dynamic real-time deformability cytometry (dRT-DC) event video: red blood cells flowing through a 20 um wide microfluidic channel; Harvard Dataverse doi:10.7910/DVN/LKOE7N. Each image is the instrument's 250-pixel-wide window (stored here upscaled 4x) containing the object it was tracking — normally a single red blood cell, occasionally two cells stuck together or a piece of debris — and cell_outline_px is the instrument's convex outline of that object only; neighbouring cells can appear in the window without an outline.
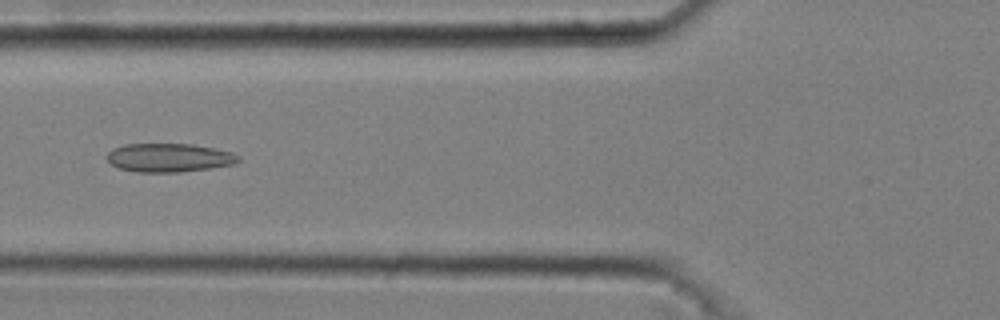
{"species": "common noctule bat (a hibernating species)", "species_latin": "Nyctalus noctula", "temperature_condition": "cold", "stored_images_in_passage": 43, "camera_frame_rate_fps": 3000, "um_per_image_px": 0.085, "animal": {"sex": "male", "body_mass_g": 20.4}, "frame": {"image": 1, "passage_image": 17, "time_ms": 5.333, "image_size_px": [1000, 320], "cell_outline_px": [[240, 160], [236, 164], [180, 172], [136, 172], [120, 168], [112, 164], [104, 156], [112, 148], [124, 144], [192, 144], [232, 152], [240, 156]], "centroid_in_image_um": [14.35, 13.4], "position_along_channel_um": 111.4, "area_um2": 21.96}}
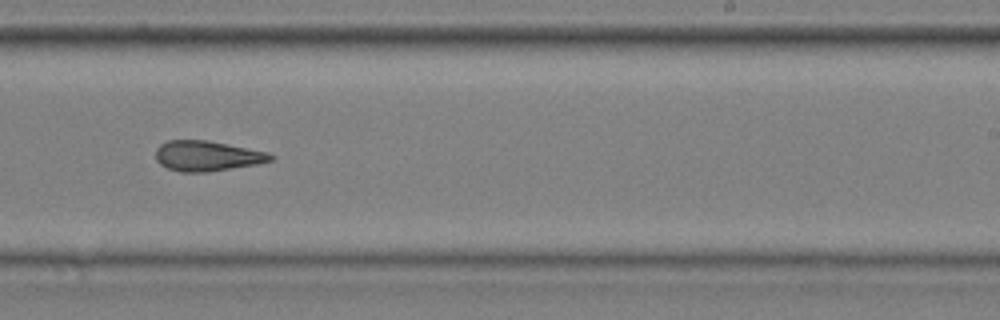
{"frame": {"image": 2, "passage_image": 30, "time_ms": 9.667, "image_size_px": [1000, 320], "cell_outline_px": [[276, 156], [272, 160], [256, 164], [204, 172], [180, 172], [168, 168], [160, 164], [156, 160], [156, 148], [160, 144], [168, 140], [204, 140], [228, 144], [268, 152]], "centroid_in_image_um": [17.59, 13.25], "position_along_channel_um": 271.4, "area_um2": 20.11}}
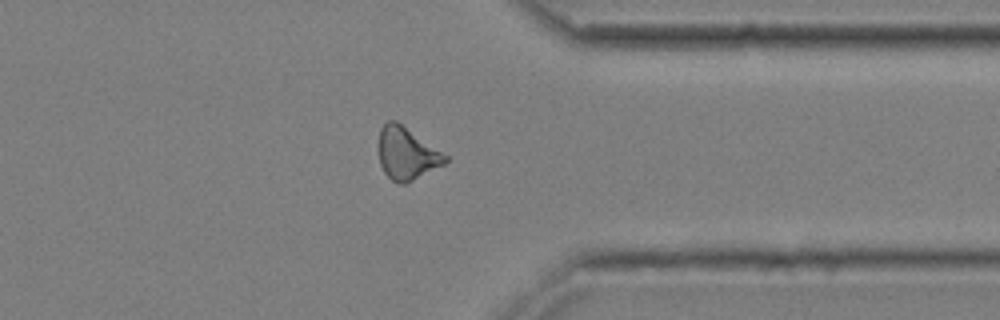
{"frame": {"image": 3, "passage_image": 39, "time_ms": 12.667, "image_size_px": [1000, 320], "cell_outline_px": [[448, 160], [444, 164], [404, 184], [400, 184], [392, 180], [384, 172], [380, 164], [376, 148], [376, 144], [380, 128], [388, 120], [396, 120], [448, 156]], "centroid_in_image_um": [34.5, 13.02], "position_along_channel_um": 376.9, "area_um2": 20.46}, "authors_computed_cell_mechanics": {"area_um2": 20.9236, "velocity_mm_per_s": 3.6963, "shape_relaxation_time_tau1_ms": null, "shape_relaxation_time_tau2_ms": 4.3021, "deformation_change_tau1": null, "deformation_change_tau2": 0.1374}}